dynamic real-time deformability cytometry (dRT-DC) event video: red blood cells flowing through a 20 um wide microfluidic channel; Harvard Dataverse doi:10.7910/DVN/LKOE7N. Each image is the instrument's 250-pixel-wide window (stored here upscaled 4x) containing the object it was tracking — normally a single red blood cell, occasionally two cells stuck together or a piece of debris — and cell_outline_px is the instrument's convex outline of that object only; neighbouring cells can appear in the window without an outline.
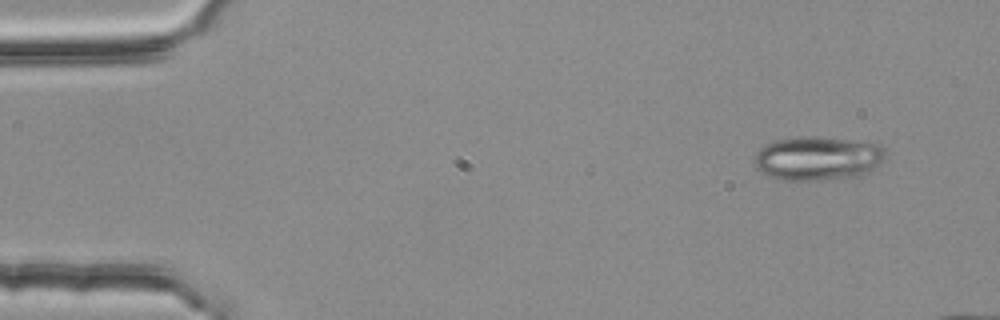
{"species": "common noctule bat (a hibernating species)", "species_latin": "Nyctalus noctula", "temperature_condition": "room temperature", "stored_images_in_passage": 4, "camera_frame_rate_fps": 3000, "um_per_image_px": 0.085, "animal": {"sex": "female", "body_mass_g": 25.1}, "frame": {"image": 1, "passage_image": 1, "time_ms": 0.0, "image_size_px": [1000, 320], "cell_outline_px": [[884, 156], [880, 164], [860, 176], [816, 180], [788, 180], [772, 176], [756, 168], [752, 164], [756, 152], [760, 148], [776, 140], [796, 136], [820, 136], [880, 144], [884, 148]], "centroid_in_image_um": [69.49, 13.44], "position_along_channel_um": 15.5, "area_um2": 33.47}}